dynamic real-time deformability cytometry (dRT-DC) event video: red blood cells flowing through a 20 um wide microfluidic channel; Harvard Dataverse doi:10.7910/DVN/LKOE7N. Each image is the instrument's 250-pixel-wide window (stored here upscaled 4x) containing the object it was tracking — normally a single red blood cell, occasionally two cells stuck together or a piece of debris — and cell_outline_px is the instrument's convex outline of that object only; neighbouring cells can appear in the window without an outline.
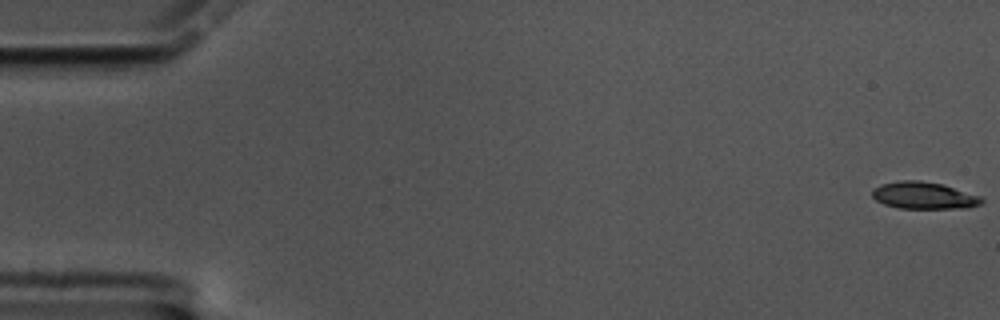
{"species": "common noctule bat (a hibernating species)", "species_latin": "Nyctalus noctula", "temperature_condition": "cold", "stored_images_in_passage": 60, "camera_frame_rate_fps": 3000, "um_per_image_px": 0.085, "animal": {"sex": "male", "body_mass_g": 17.5, "forearm_length_mm": 52.3}, "frame": {"image": 1, "passage_image": 1, "time_ms": 0.0, "image_size_px": [1000, 320], "cell_outline_px": [[984, 200], [980, 204], [968, 208], [900, 208], [884, 204], [876, 200], [872, 196], [872, 188], [880, 184], [896, 180], [920, 180], [944, 184], [980, 196]], "centroid_in_image_um": [78.5, 16.6], "position_along_channel_um": 6.5, "area_um2": 17.4}}
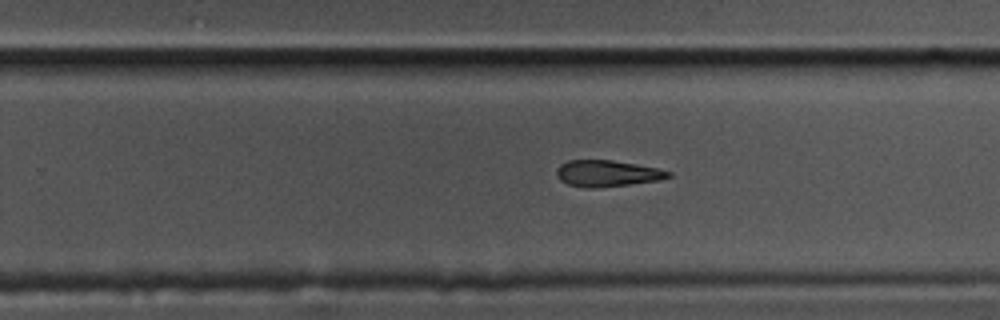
{"frame": {"image": 2, "passage_image": 38, "time_ms": 12.333, "image_size_px": [1000, 320], "cell_outline_px": [[672, 176], [660, 180], [628, 184], [592, 188], [588, 188], [568, 184], [560, 180], [556, 176], [556, 168], [560, 164], [568, 160], [612, 160], [636, 164], [656, 168], [672, 172]], "centroid_in_image_um": [51.59, 14.73], "position_along_channel_um": 278.2, "area_um2": 17.11}}
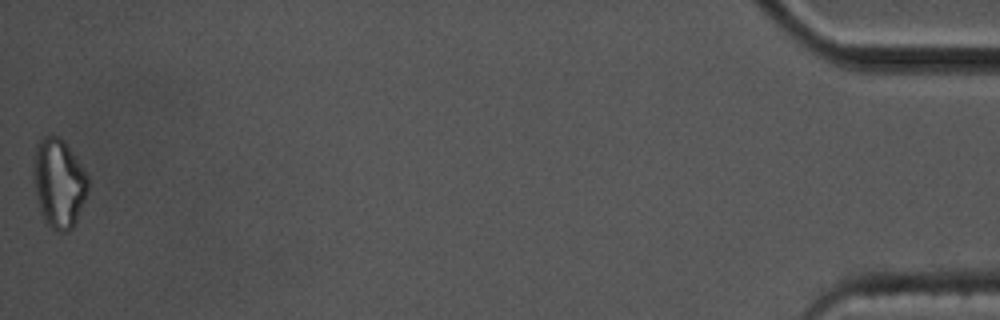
{"frame": {"image": 3, "passage_image": 60, "time_ms": 19.667, "image_size_px": [1000, 320], "cell_outline_px": [[88, 188], [84, 200], [76, 220], [72, 228], [68, 232], [56, 232], [44, 224], [40, 212], [32, 180], [32, 160], [36, 144], [44, 136], [60, 136], [64, 140], [88, 176]], "centroid_in_image_um": [4.94, 15.58], "position_along_channel_um": 430.3, "area_um2": 28.78}, "authors_computed_cell_mechanics": {"area_um2": 18.2648, "velocity_mm_per_s": 3.3866, "shape_relaxation_time_tau1_ms": 9.1077, "shape_relaxation_time_tau2_ms": null, "deformation_change_tau1": 0.1641, "deformation_change_tau2": null}}